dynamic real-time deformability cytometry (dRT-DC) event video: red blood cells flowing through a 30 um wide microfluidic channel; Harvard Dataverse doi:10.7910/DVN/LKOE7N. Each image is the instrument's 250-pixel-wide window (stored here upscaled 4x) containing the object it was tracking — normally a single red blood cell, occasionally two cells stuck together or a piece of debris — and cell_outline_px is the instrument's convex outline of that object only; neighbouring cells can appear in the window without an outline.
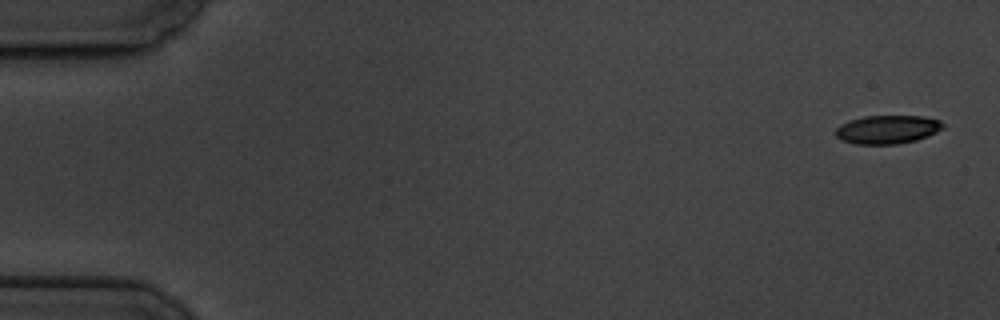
{"species": "common noctule bat (a hibernating species)", "species_latin": "Nyctalus noctula", "temperature_condition": "cold", "stored_images_in_passage": 9, "camera_frame_rate_fps": 3000, "um_per_image_px": 0.085, "animal": {"sex": "male", "body_mass_g": 19.5, "forearm_length_mm": 54.6}, "frame": {"image": 1, "passage_image": 1, "time_ms": 0.0, "image_size_px": [1000, 320], "cell_outline_px": [[944, 128], [928, 136], [916, 140], [896, 144], [856, 144], [840, 140], [836, 136], [836, 128], [840, 124], [848, 120], [864, 116], [924, 116], [940, 120], [944, 124]], "centroid_in_image_um": [75.42, 11.0], "position_along_channel_um": 9.6, "area_um2": 17.98}}
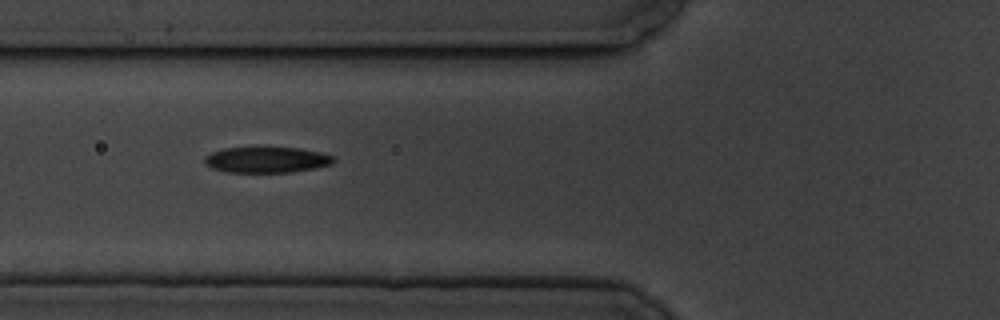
{"frame": {"image": 2, "passage_image": 7, "time_ms": 6.667, "image_size_px": [1000, 320], "cell_outline_px": [[336, 160], [332, 164], [312, 168], [288, 172], [224, 172], [212, 168], [204, 164], [204, 156], [212, 152], [224, 148], [300, 148], [324, 152], [332, 156]], "centroid_in_image_um": [22.65, 13.58], "position_along_channel_um": 103.2, "area_um2": 19.36}}
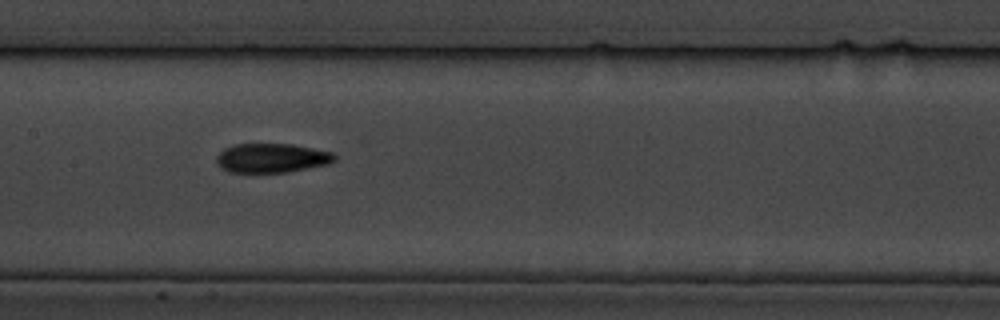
{"frame": {"image": 3, "passage_image": 9, "time_ms": 9.0, "image_size_px": [1000, 320], "cell_outline_px": [[336, 160], [328, 164], [288, 172], [228, 172], [220, 168], [216, 164], [216, 156], [224, 148], [236, 144], [292, 144], [332, 152], [336, 156]], "centroid_in_image_um": [23.07, 13.43], "position_along_channel_um": 184.3, "area_um2": 20.17}}